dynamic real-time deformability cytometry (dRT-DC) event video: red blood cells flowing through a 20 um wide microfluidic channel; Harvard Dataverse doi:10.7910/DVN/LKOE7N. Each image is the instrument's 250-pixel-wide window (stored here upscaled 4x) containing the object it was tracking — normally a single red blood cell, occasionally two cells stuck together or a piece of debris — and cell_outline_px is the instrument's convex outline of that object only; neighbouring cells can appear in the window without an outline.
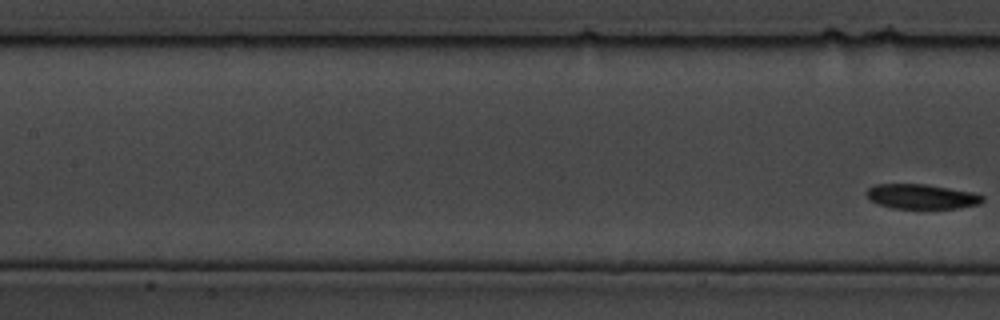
{"species": "common noctule bat (a hibernating species)", "species_latin": "Nyctalus noctula", "temperature_condition": "cold", "stored_images_in_passage": 12, "segment_of_instrument_passage": [2, 2], "camera_frame_rate_fps": 3000, "um_per_image_px": 0.085, "animal": {"sex": "male", "body_mass_g": 19.5, "forearm_length_mm": 54.6}, "frame": {"image": 1, "passage_image": 12, "time_ms": 3.667, "image_size_px": [1000, 320], "cell_outline_px": [[984, 200], [980, 204], [956, 208], [892, 208], [876, 204], [864, 192], [868, 188], [876, 184], [924, 184], [972, 192], [984, 196]], "centroid_in_image_um": [78.31, 16.7], "position_along_channel_um": 129.1, "area_um2": 16.65}}